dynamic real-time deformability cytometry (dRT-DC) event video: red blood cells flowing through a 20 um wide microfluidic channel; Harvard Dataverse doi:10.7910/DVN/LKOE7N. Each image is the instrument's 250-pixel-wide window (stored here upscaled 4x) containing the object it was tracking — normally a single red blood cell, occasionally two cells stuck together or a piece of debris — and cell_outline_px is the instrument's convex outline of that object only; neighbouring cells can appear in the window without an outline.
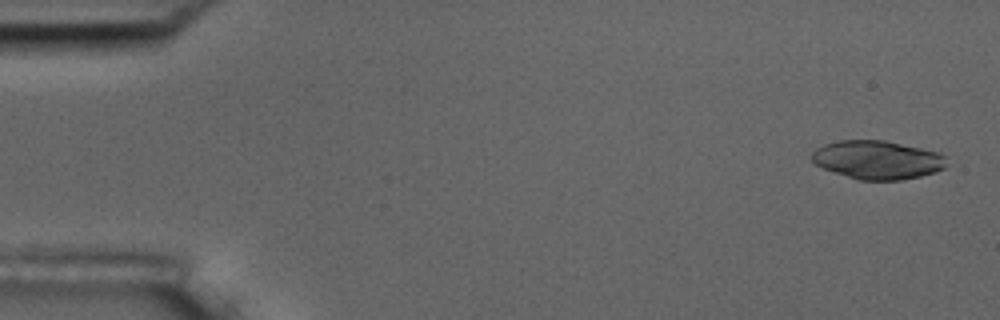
{"species": "common noctule bat (a hibernating species)", "species_latin": "Nyctalus noctula", "temperature_condition": "room temperature", "stored_images_in_passage": 5, "camera_frame_rate_fps": 3000, "um_per_image_px": 0.085, "animal": {"sex": "male", "body_mass_g": 17.5, "forearm_length_mm": 52.3}, "frame": {"image": 1, "passage_image": 1, "time_ms": 0.0, "image_size_px": [1000, 320], "cell_outline_px": [[944, 168], [936, 172], [920, 176], [900, 180], [860, 180], [824, 168], [816, 164], [812, 160], [812, 152], [816, 148], [824, 144], [836, 140], [884, 140], [920, 148], [936, 152], [944, 156]], "centroid_in_image_um": [74.55, 13.58], "position_along_channel_um": 10.4, "area_um2": 29.88}}